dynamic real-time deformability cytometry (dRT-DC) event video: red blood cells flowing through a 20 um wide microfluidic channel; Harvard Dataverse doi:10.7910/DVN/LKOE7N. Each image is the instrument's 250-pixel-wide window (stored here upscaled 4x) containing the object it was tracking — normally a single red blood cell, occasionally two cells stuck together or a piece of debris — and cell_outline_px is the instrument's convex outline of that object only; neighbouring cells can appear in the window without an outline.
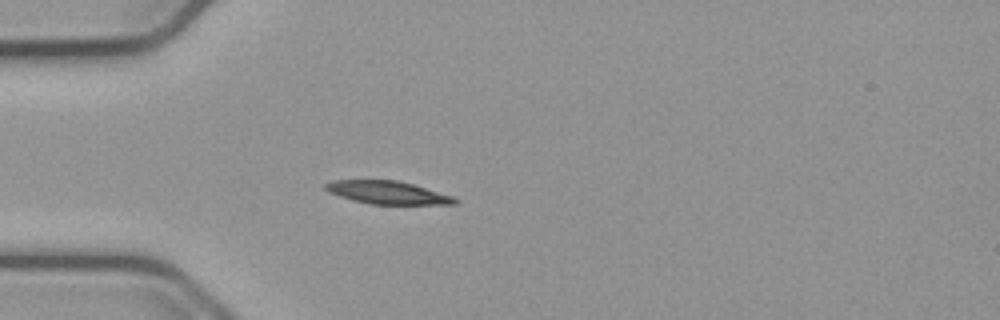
{"species": "common noctule bat (a hibernating species)", "species_latin": "Nyctalus noctula", "temperature_condition": "cold", "stored_images_in_passage": 40, "camera_frame_rate_fps": 3000, "um_per_image_px": 0.085, "animal": {"sex": "male", "body_mass_g": 23.1, "forearm_length_mm": 52.7}, "frame": {"image": 1, "passage_image": 1, "time_ms": 0.0, "image_size_px": [1000, 320], "cell_outline_px": [[460, 200], [456, 204], [372, 204], [352, 200], [328, 192], [324, 188], [324, 184], [332, 180], [396, 180], [412, 184], [452, 196]], "centroid_in_image_um": [32.91, 16.36], "position_along_channel_um": 52.1, "area_um2": 17.17}}
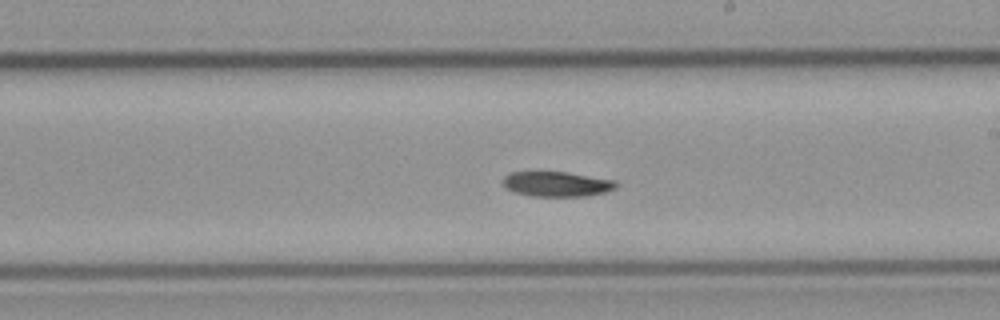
{"frame": {"image": 2, "passage_image": 17, "time_ms": 5.333, "image_size_px": [1000, 320], "cell_outline_px": [[620, 184], [616, 188], [608, 192], [588, 196], [532, 196], [516, 192], [504, 188], [504, 176], [508, 172], [568, 172], [616, 180]], "centroid_in_image_um": [47.39, 15.64], "position_along_channel_um": 241.6, "area_um2": 16.7}}
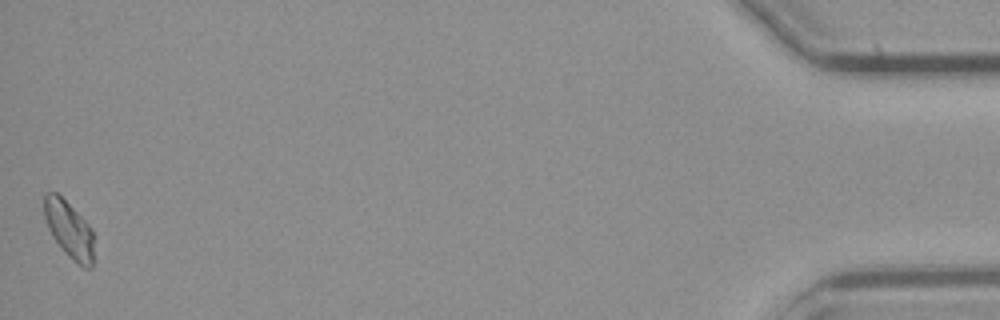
{"frame": {"image": 3, "passage_image": 40, "time_ms": 13.0, "image_size_px": [1000, 320], "cell_outline_px": [[96, 260], [92, 268], [84, 268], [72, 260], [64, 252], [52, 236], [48, 228], [44, 216], [44, 192], [56, 192], [92, 228]], "centroid_in_image_um": [5.91, 19.58], "position_along_channel_um": 429.3, "area_um2": 16.76}, "authors_computed_cell_mechanics": {"area_um2": 16.9354, "velocity_mm_per_s": 3.7428, "shape_relaxation_time_tau1_ms": 7.0328, "shape_relaxation_time_tau2_ms": null, "deformation_change_tau1": 0.1361, "deformation_change_tau2": null}}